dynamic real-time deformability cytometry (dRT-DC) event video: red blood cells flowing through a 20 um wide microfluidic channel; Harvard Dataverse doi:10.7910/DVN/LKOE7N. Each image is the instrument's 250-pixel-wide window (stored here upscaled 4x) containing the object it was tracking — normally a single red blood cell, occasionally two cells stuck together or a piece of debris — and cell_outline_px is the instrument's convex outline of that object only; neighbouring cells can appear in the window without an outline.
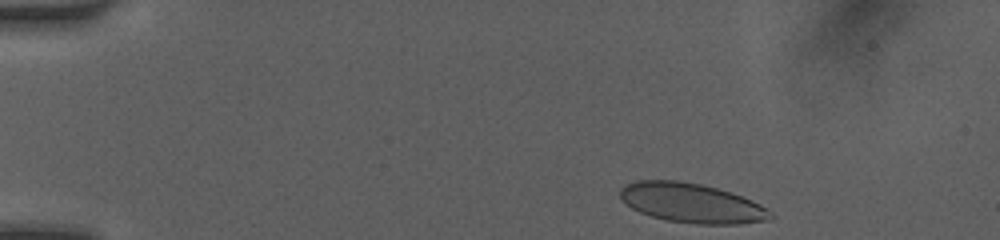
{"species": "human", "species_latin": "Homo sapiens", "temperature_condition": "room temperature", "stored_images_in_passage": 36, "camera_frame_rate_fps": 3000, "um_per_image_px": 0.085, "donor": {"sex": "female"}, "frame": {"image": 1, "passage_image": 1, "time_ms": 0.0, "image_size_px": [1000, 240], "cell_outline_px": [[776, 216], [772, 220], [740, 224], [696, 224], [668, 220], [652, 216], [640, 212], [632, 208], [620, 196], [620, 188], [636, 180], [680, 180], [700, 184], [716, 188], [752, 200], [768, 208]], "centroid_in_image_um": [58.85, 17.26], "position_along_channel_um": 26.2, "area_um2": 34.56}}
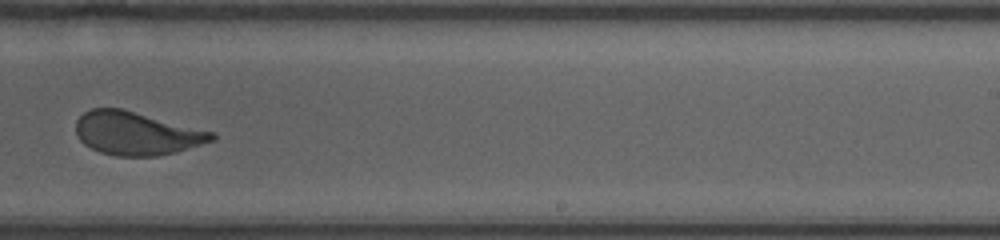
{"frame": {"image": 2, "passage_image": 21, "time_ms": 8.333, "image_size_px": [1000, 240], "cell_outline_px": [[216, 140], [176, 152], [156, 156], [116, 156], [100, 152], [84, 144], [80, 140], [76, 132], [76, 120], [84, 112], [92, 108], [120, 108], [216, 132]], "centroid_in_image_um": [11.63, 11.34], "position_along_channel_um": 277.4, "area_um2": 34.33}}
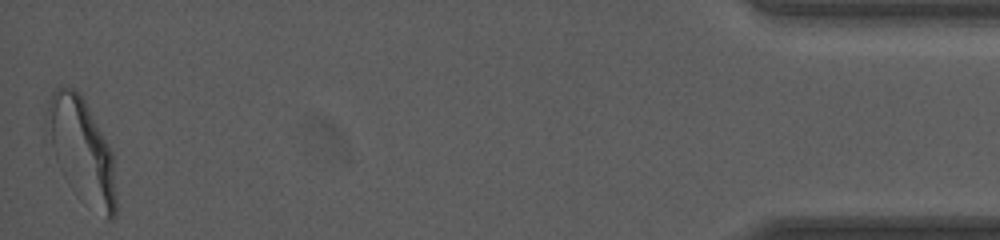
{"frame": {"image": 3, "passage_image": 36, "time_ms": 14.0, "image_size_px": [1000, 240], "cell_outline_px": [[116, 212], [112, 220], [108, 220], [52, 144], [48, 108], [48, 100], [52, 92], [60, 84], [72, 88], [80, 92], [112, 152], [116, 200]], "centroid_in_image_um": [7.05, 12.46], "position_along_channel_um": 428.1, "area_um2": 36.07}, "authors_computed_cell_mechanics": {"area_um2": 35.258, "velocity_mm_per_s": 4.1043, "shape_relaxation_time_tau1_ms": 4.8812, "shape_relaxation_time_tau2_ms": null, "deformation_change_tau1": 0.1652, "deformation_change_tau2": null}}